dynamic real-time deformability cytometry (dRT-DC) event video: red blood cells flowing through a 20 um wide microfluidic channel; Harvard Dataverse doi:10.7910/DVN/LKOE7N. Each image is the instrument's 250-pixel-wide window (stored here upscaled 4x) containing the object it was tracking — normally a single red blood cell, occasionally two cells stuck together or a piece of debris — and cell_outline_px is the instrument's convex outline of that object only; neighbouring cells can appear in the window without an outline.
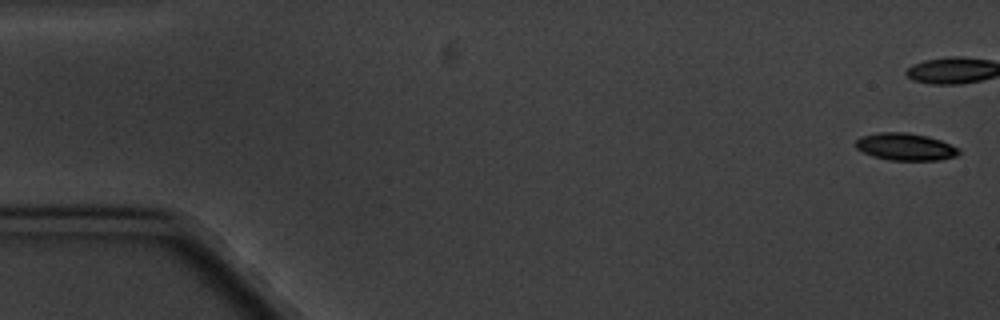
{"species": "common noctule bat (a hibernating species)", "species_latin": "Nyctalus noctula", "temperature_condition": "cold", "stored_images_in_passage": 19, "camera_frame_rate_fps": 3000, "um_per_image_px": 0.085, "animal": {"sex": "male", "body_mass_g": 20.1, "forearm_length_mm": 53.5}, "frame": {"image": 1, "passage_image": 1, "time_ms": 0.0, "image_size_px": [1000, 320], "cell_outline_px": [[960, 152], [956, 156], [940, 160], [892, 160], [872, 156], [856, 148], [856, 140], [860, 136], [880, 132], [904, 132], [928, 136], [940, 140], [960, 148]], "centroid_in_image_um": [76.97, 12.47], "position_along_channel_um": 8.0, "area_um2": 16.36}}
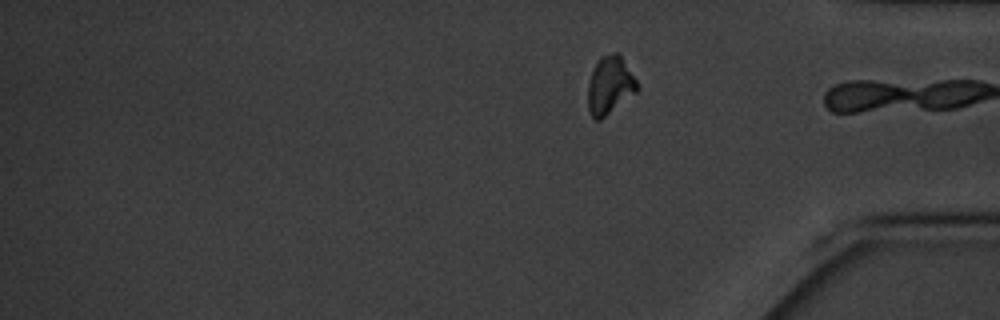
{"frame": {"image": 2, "passage_image": 19, "time_ms": 21.0, "image_size_px": [1000, 320], "cell_outline_px": [[640, 88], [636, 92], [600, 120], [596, 120], [592, 116], [588, 108], [588, 84], [592, 72], [600, 56], [612, 52], [616, 52], [620, 56], [636, 80]], "centroid_in_image_um": [51.83, 7.25], "position_along_channel_um": 383.4, "area_um2": 16.3}, "authors_computed_cell_mechanics": {"area_um2": 16.8198, "velocity_mm_per_s": 3.3172, "shape_relaxation_time_tau1_ms": 1.1533, "shape_relaxation_time_tau2_ms": null, "deformation_change_tau1": 0.065, "deformation_change_tau2": null}}